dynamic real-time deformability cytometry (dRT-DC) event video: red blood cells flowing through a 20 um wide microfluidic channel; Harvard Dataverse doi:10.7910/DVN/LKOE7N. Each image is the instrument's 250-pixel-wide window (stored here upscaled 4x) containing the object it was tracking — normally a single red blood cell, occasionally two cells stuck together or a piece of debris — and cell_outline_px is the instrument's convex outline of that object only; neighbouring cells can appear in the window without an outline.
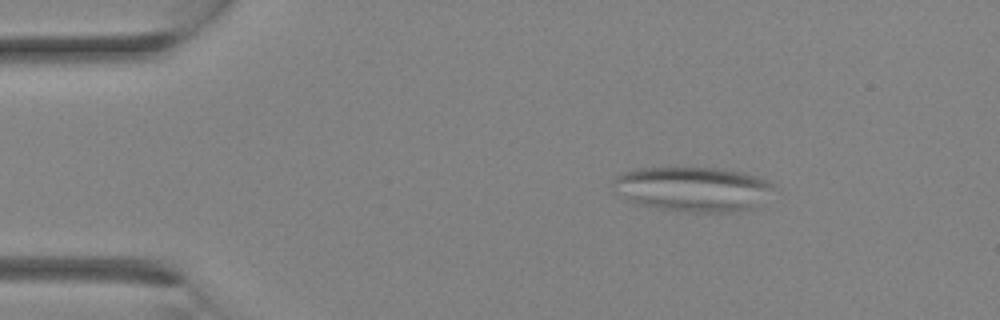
{"species": "Egyptian fruit bat (a non-hibernating species)", "species_latin": "Rousettus aegyptiacus", "temperature_condition": "room temperature", "stored_images_in_passage": 9, "camera_frame_rate_fps": 3000, "um_per_image_px": 0.085, "animal": {"sex": "female"}, "frame": {"image": 1, "passage_image": 3, "time_ms": 0.667, "image_size_px": [1000, 320], "cell_outline_px": [[772, 188], [756, 208], [732, 212], [688, 212], [656, 208], [640, 204], [628, 200], [616, 192], [608, 184], [616, 176], [624, 172], [640, 168], [716, 168], [744, 172], [768, 180], [772, 184]], "centroid_in_image_um": [58.85, 16.07], "position_along_channel_um": 26.2, "area_um2": 41.91}}
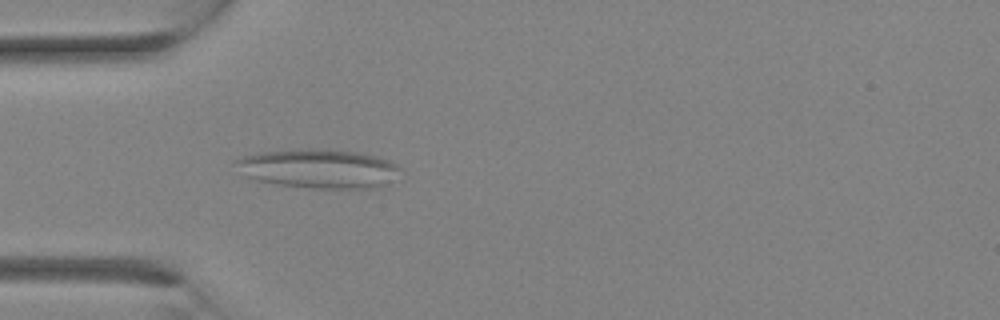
{"frame": {"image": 2, "passage_image": 7, "time_ms": 2.0, "image_size_px": [1000, 320], "cell_outline_px": [[400, 168], [380, 184], [368, 188], [308, 188], [280, 184], [256, 180], [248, 176], [232, 160], [244, 156], [264, 152], [304, 148], [328, 148], [360, 152], [376, 156], [388, 160], [396, 164]], "centroid_in_image_um": [27.01, 14.29], "position_along_channel_um": 58.0, "area_um2": 36.65}}